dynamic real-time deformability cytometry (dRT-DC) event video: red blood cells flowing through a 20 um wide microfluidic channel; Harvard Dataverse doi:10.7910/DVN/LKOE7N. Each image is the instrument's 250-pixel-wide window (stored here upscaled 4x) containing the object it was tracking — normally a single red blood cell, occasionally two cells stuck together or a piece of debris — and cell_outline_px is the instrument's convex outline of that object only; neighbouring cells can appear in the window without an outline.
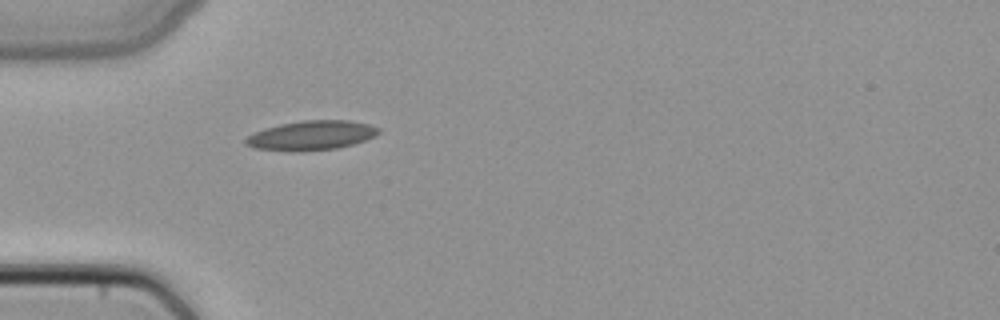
{"species": "common noctule bat (a hibernating species)", "species_latin": "Nyctalus noctula", "temperature_condition": "cold", "stored_images_in_passage": 1, "camera_frame_rate_fps": 3000, "um_per_image_px": 0.085, "animal": {"sex": "female", "body_mass_g": 22.7, "forearm_length_mm": 54.2}, "frame": {"image": 1, "passage_image": 1, "time_ms": 0.0, "image_size_px": [1000, 320], "cell_outline_px": [[380, 132], [376, 136], [352, 144], [336, 148], [252, 148], [244, 144], [244, 140], [248, 136], [264, 128], [280, 124], [300, 120], [348, 120], [368, 124], [380, 128]], "centroid_in_image_um": [26.52, 11.44], "position_along_channel_um": 58.5, "area_um2": 21.68}}